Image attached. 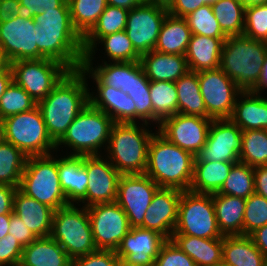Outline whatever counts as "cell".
Wrapping results in <instances>:
<instances>
[{"mask_svg": "<svg viewBox=\"0 0 267 266\" xmlns=\"http://www.w3.org/2000/svg\"><path fill=\"white\" fill-rule=\"evenodd\" d=\"M85 78L80 70L69 71L50 94L37 103L47 132L55 144L89 103L90 92Z\"/></svg>", "mask_w": 267, "mask_h": 266, "instance_id": "cell-1", "label": "cell"}, {"mask_svg": "<svg viewBox=\"0 0 267 266\" xmlns=\"http://www.w3.org/2000/svg\"><path fill=\"white\" fill-rule=\"evenodd\" d=\"M156 134L149 144L145 174L160 188L188 191L193 179L195 156L169 142L159 132Z\"/></svg>", "mask_w": 267, "mask_h": 266, "instance_id": "cell-2", "label": "cell"}, {"mask_svg": "<svg viewBox=\"0 0 267 266\" xmlns=\"http://www.w3.org/2000/svg\"><path fill=\"white\" fill-rule=\"evenodd\" d=\"M267 42L244 35L227 37L222 47L219 68L242 91H254L260 82Z\"/></svg>", "mask_w": 267, "mask_h": 266, "instance_id": "cell-3", "label": "cell"}, {"mask_svg": "<svg viewBox=\"0 0 267 266\" xmlns=\"http://www.w3.org/2000/svg\"><path fill=\"white\" fill-rule=\"evenodd\" d=\"M138 127L136 123H114L111 128L108 158L121 175L146 171L148 148L154 133Z\"/></svg>", "mask_w": 267, "mask_h": 266, "instance_id": "cell-4", "label": "cell"}, {"mask_svg": "<svg viewBox=\"0 0 267 266\" xmlns=\"http://www.w3.org/2000/svg\"><path fill=\"white\" fill-rule=\"evenodd\" d=\"M18 189L53 210L70 205L59 181L58 160L51 154L27 158Z\"/></svg>", "mask_w": 267, "mask_h": 266, "instance_id": "cell-5", "label": "cell"}, {"mask_svg": "<svg viewBox=\"0 0 267 266\" xmlns=\"http://www.w3.org/2000/svg\"><path fill=\"white\" fill-rule=\"evenodd\" d=\"M113 124L114 121L109 115L88 103L68 127L56 147L62 144L72 147L75 152L70 155H99L100 147L109 142Z\"/></svg>", "mask_w": 267, "mask_h": 266, "instance_id": "cell-6", "label": "cell"}, {"mask_svg": "<svg viewBox=\"0 0 267 266\" xmlns=\"http://www.w3.org/2000/svg\"><path fill=\"white\" fill-rule=\"evenodd\" d=\"M74 204L54 210L51 237L71 259L97 250L87 207L78 210Z\"/></svg>", "mask_w": 267, "mask_h": 266, "instance_id": "cell-7", "label": "cell"}, {"mask_svg": "<svg viewBox=\"0 0 267 266\" xmlns=\"http://www.w3.org/2000/svg\"><path fill=\"white\" fill-rule=\"evenodd\" d=\"M4 125L6 142L19 148L27 157L50 155L49 150L57 149L38 106L4 118Z\"/></svg>", "mask_w": 267, "mask_h": 266, "instance_id": "cell-8", "label": "cell"}, {"mask_svg": "<svg viewBox=\"0 0 267 266\" xmlns=\"http://www.w3.org/2000/svg\"><path fill=\"white\" fill-rule=\"evenodd\" d=\"M173 234L208 239L223 238L215 216L213 194L182 191Z\"/></svg>", "mask_w": 267, "mask_h": 266, "instance_id": "cell-9", "label": "cell"}, {"mask_svg": "<svg viewBox=\"0 0 267 266\" xmlns=\"http://www.w3.org/2000/svg\"><path fill=\"white\" fill-rule=\"evenodd\" d=\"M9 66L12 80L36 103L45 99L69 72L60 62L47 58L14 61Z\"/></svg>", "mask_w": 267, "mask_h": 266, "instance_id": "cell-10", "label": "cell"}, {"mask_svg": "<svg viewBox=\"0 0 267 266\" xmlns=\"http://www.w3.org/2000/svg\"><path fill=\"white\" fill-rule=\"evenodd\" d=\"M87 211L96 248L116 251L131 229L124 210L112 202L91 205Z\"/></svg>", "mask_w": 267, "mask_h": 266, "instance_id": "cell-11", "label": "cell"}, {"mask_svg": "<svg viewBox=\"0 0 267 266\" xmlns=\"http://www.w3.org/2000/svg\"><path fill=\"white\" fill-rule=\"evenodd\" d=\"M198 79L207 114L212 119H229L242 91L220 68L199 71Z\"/></svg>", "mask_w": 267, "mask_h": 266, "instance_id": "cell-12", "label": "cell"}, {"mask_svg": "<svg viewBox=\"0 0 267 266\" xmlns=\"http://www.w3.org/2000/svg\"><path fill=\"white\" fill-rule=\"evenodd\" d=\"M167 14L166 6L148 2L129 10L125 32L140 56L154 50Z\"/></svg>", "mask_w": 267, "mask_h": 266, "instance_id": "cell-13", "label": "cell"}, {"mask_svg": "<svg viewBox=\"0 0 267 266\" xmlns=\"http://www.w3.org/2000/svg\"><path fill=\"white\" fill-rule=\"evenodd\" d=\"M159 188L145 173L120 176L115 202L126 213L131 228L143 225L146 210Z\"/></svg>", "mask_w": 267, "mask_h": 266, "instance_id": "cell-14", "label": "cell"}, {"mask_svg": "<svg viewBox=\"0 0 267 266\" xmlns=\"http://www.w3.org/2000/svg\"><path fill=\"white\" fill-rule=\"evenodd\" d=\"M36 24L24 13L0 23V48L9 62L40 59L36 44Z\"/></svg>", "mask_w": 267, "mask_h": 266, "instance_id": "cell-15", "label": "cell"}, {"mask_svg": "<svg viewBox=\"0 0 267 266\" xmlns=\"http://www.w3.org/2000/svg\"><path fill=\"white\" fill-rule=\"evenodd\" d=\"M242 130L230 119H213L207 142L194 162H240Z\"/></svg>", "mask_w": 267, "mask_h": 266, "instance_id": "cell-16", "label": "cell"}, {"mask_svg": "<svg viewBox=\"0 0 267 266\" xmlns=\"http://www.w3.org/2000/svg\"><path fill=\"white\" fill-rule=\"evenodd\" d=\"M212 120V118L176 113L160 123L158 132L169 142L195 156L207 142Z\"/></svg>", "mask_w": 267, "mask_h": 266, "instance_id": "cell-17", "label": "cell"}, {"mask_svg": "<svg viewBox=\"0 0 267 266\" xmlns=\"http://www.w3.org/2000/svg\"><path fill=\"white\" fill-rule=\"evenodd\" d=\"M36 44L40 59H52L63 64L69 71H77L84 61L83 37L78 32L39 31L35 27Z\"/></svg>", "mask_w": 267, "mask_h": 266, "instance_id": "cell-18", "label": "cell"}, {"mask_svg": "<svg viewBox=\"0 0 267 266\" xmlns=\"http://www.w3.org/2000/svg\"><path fill=\"white\" fill-rule=\"evenodd\" d=\"M99 155L84 156L83 164L88 176L87 193L81 200L85 207L116 201L121 174L110 161Z\"/></svg>", "mask_w": 267, "mask_h": 266, "instance_id": "cell-19", "label": "cell"}, {"mask_svg": "<svg viewBox=\"0 0 267 266\" xmlns=\"http://www.w3.org/2000/svg\"><path fill=\"white\" fill-rule=\"evenodd\" d=\"M167 239L156 231L131 228L123 237L116 254L121 266H154L162 245Z\"/></svg>", "mask_w": 267, "mask_h": 266, "instance_id": "cell-20", "label": "cell"}, {"mask_svg": "<svg viewBox=\"0 0 267 266\" xmlns=\"http://www.w3.org/2000/svg\"><path fill=\"white\" fill-rule=\"evenodd\" d=\"M181 190L159 188L146 210L141 228L153 230L171 240L178 220Z\"/></svg>", "mask_w": 267, "mask_h": 266, "instance_id": "cell-21", "label": "cell"}, {"mask_svg": "<svg viewBox=\"0 0 267 266\" xmlns=\"http://www.w3.org/2000/svg\"><path fill=\"white\" fill-rule=\"evenodd\" d=\"M13 213L20 217L37 238L51 235L54 210L25 195L18 188L13 198Z\"/></svg>", "mask_w": 267, "mask_h": 266, "instance_id": "cell-22", "label": "cell"}, {"mask_svg": "<svg viewBox=\"0 0 267 266\" xmlns=\"http://www.w3.org/2000/svg\"><path fill=\"white\" fill-rule=\"evenodd\" d=\"M140 63L150 81H177L188 71L185 55L161 53L152 50L141 55Z\"/></svg>", "mask_w": 267, "mask_h": 266, "instance_id": "cell-23", "label": "cell"}, {"mask_svg": "<svg viewBox=\"0 0 267 266\" xmlns=\"http://www.w3.org/2000/svg\"><path fill=\"white\" fill-rule=\"evenodd\" d=\"M98 97L89 93V103L109 115L114 123H136L135 104L127 93L111 86H97Z\"/></svg>", "mask_w": 267, "mask_h": 266, "instance_id": "cell-24", "label": "cell"}, {"mask_svg": "<svg viewBox=\"0 0 267 266\" xmlns=\"http://www.w3.org/2000/svg\"><path fill=\"white\" fill-rule=\"evenodd\" d=\"M225 40L226 38L192 34L185 54L189 71L199 72L219 68Z\"/></svg>", "mask_w": 267, "mask_h": 266, "instance_id": "cell-25", "label": "cell"}, {"mask_svg": "<svg viewBox=\"0 0 267 266\" xmlns=\"http://www.w3.org/2000/svg\"><path fill=\"white\" fill-rule=\"evenodd\" d=\"M239 95L244 99L240 102L236 98L233 113L229 119L242 131L267 130V98L253 91L241 92Z\"/></svg>", "mask_w": 267, "mask_h": 266, "instance_id": "cell-26", "label": "cell"}, {"mask_svg": "<svg viewBox=\"0 0 267 266\" xmlns=\"http://www.w3.org/2000/svg\"><path fill=\"white\" fill-rule=\"evenodd\" d=\"M93 59H84L81 68L83 74L90 73L97 83V86H111L120 89L124 93L129 92L135 78V61L131 62H114L113 64L91 67Z\"/></svg>", "mask_w": 267, "mask_h": 266, "instance_id": "cell-27", "label": "cell"}, {"mask_svg": "<svg viewBox=\"0 0 267 266\" xmlns=\"http://www.w3.org/2000/svg\"><path fill=\"white\" fill-rule=\"evenodd\" d=\"M171 240L197 266H218L222 264L223 238H199L183 234H173Z\"/></svg>", "mask_w": 267, "mask_h": 266, "instance_id": "cell-28", "label": "cell"}, {"mask_svg": "<svg viewBox=\"0 0 267 266\" xmlns=\"http://www.w3.org/2000/svg\"><path fill=\"white\" fill-rule=\"evenodd\" d=\"M84 156L69 155L58 159L59 181L69 204L86 196L88 176Z\"/></svg>", "mask_w": 267, "mask_h": 266, "instance_id": "cell-29", "label": "cell"}, {"mask_svg": "<svg viewBox=\"0 0 267 266\" xmlns=\"http://www.w3.org/2000/svg\"><path fill=\"white\" fill-rule=\"evenodd\" d=\"M71 258L51 236L37 238L24 247L20 263L24 266H71Z\"/></svg>", "mask_w": 267, "mask_h": 266, "instance_id": "cell-30", "label": "cell"}, {"mask_svg": "<svg viewBox=\"0 0 267 266\" xmlns=\"http://www.w3.org/2000/svg\"><path fill=\"white\" fill-rule=\"evenodd\" d=\"M218 227L224 236H243V216L246 199L230 195L213 194Z\"/></svg>", "mask_w": 267, "mask_h": 266, "instance_id": "cell-31", "label": "cell"}, {"mask_svg": "<svg viewBox=\"0 0 267 266\" xmlns=\"http://www.w3.org/2000/svg\"><path fill=\"white\" fill-rule=\"evenodd\" d=\"M192 32L183 17L167 14L154 50L161 53L185 55Z\"/></svg>", "mask_w": 267, "mask_h": 266, "instance_id": "cell-32", "label": "cell"}, {"mask_svg": "<svg viewBox=\"0 0 267 266\" xmlns=\"http://www.w3.org/2000/svg\"><path fill=\"white\" fill-rule=\"evenodd\" d=\"M129 10L107 5L97 23L83 37L84 59H91L96 41L102 37L125 30ZM96 43V44H95Z\"/></svg>", "mask_w": 267, "mask_h": 266, "instance_id": "cell-33", "label": "cell"}, {"mask_svg": "<svg viewBox=\"0 0 267 266\" xmlns=\"http://www.w3.org/2000/svg\"><path fill=\"white\" fill-rule=\"evenodd\" d=\"M264 258L249 236L223 237L222 264L224 266H263Z\"/></svg>", "mask_w": 267, "mask_h": 266, "instance_id": "cell-34", "label": "cell"}, {"mask_svg": "<svg viewBox=\"0 0 267 266\" xmlns=\"http://www.w3.org/2000/svg\"><path fill=\"white\" fill-rule=\"evenodd\" d=\"M235 163L238 162H194L189 191L199 194L218 193Z\"/></svg>", "mask_w": 267, "mask_h": 266, "instance_id": "cell-35", "label": "cell"}, {"mask_svg": "<svg viewBox=\"0 0 267 266\" xmlns=\"http://www.w3.org/2000/svg\"><path fill=\"white\" fill-rule=\"evenodd\" d=\"M178 95V113L211 118L200 93L198 72L188 71L175 81Z\"/></svg>", "mask_w": 267, "mask_h": 266, "instance_id": "cell-36", "label": "cell"}, {"mask_svg": "<svg viewBox=\"0 0 267 266\" xmlns=\"http://www.w3.org/2000/svg\"><path fill=\"white\" fill-rule=\"evenodd\" d=\"M153 121L160 123L178 113V95L175 82L150 81Z\"/></svg>", "mask_w": 267, "mask_h": 266, "instance_id": "cell-37", "label": "cell"}, {"mask_svg": "<svg viewBox=\"0 0 267 266\" xmlns=\"http://www.w3.org/2000/svg\"><path fill=\"white\" fill-rule=\"evenodd\" d=\"M211 7L227 37L244 34L245 6L241 0H218Z\"/></svg>", "mask_w": 267, "mask_h": 266, "instance_id": "cell-38", "label": "cell"}, {"mask_svg": "<svg viewBox=\"0 0 267 266\" xmlns=\"http://www.w3.org/2000/svg\"><path fill=\"white\" fill-rule=\"evenodd\" d=\"M76 31L84 37L107 7V0H67Z\"/></svg>", "mask_w": 267, "mask_h": 266, "instance_id": "cell-39", "label": "cell"}, {"mask_svg": "<svg viewBox=\"0 0 267 266\" xmlns=\"http://www.w3.org/2000/svg\"><path fill=\"white\" fill-rule=\"evenodd\" d=\"M27 156L9 142L0 144V184L19 187Z\"/></svg>", "mask_w": 267, "mask_h": 266, "instance_id": "cell-40", "label": "cell"}, {"mask_svg": "<svg viewBox=\"0 0 267 266\" xmlns=\"http://www.w3.org/2000/svg\"><path fill=\"white\" fill-rule=\"evenodd\" d=\"M127 95L132 98L135 104L136 117L142 120L145 126L148 121H153V107L150 95V80L145 76L140 61H135V78L133 85Z\"/></svg>", "mask_w": 267, "mask_h": 266, "instance_id": "cell-41", "label": "cell"}, {"mask_svg": "<svg viewBox=\"0 0 267 266\" xmlns=\"http://www.w3.org/2000/svg\"><path fill=\"white\" fill-rule=\"evenodd\" d=\"M239 160L253 168L267 165V130L242 131Z\"/></svg>", "mask_w": 267, "mask_h": 266, "instance_id": "cell-42", "label": "cell"}, {"mask_svg": "<svg viewBox=\"0 0 267 266\" xmlns=\"http://www.w3.org/2000/svg\"><path fill=\"white\" fill-rule=\"evenodd\" d=\"M254 192V168L238 162L233 165L218 194L247 199Z\"/></svg>", "mask_w": 267, "mask_h": 266, "instance_id": "cell-43", "label": "cell"}, {"mask_svg": "<svg viewBox=\"0 0 267 266\" xmlns=\"http://www.w3.org/2000/svg\"><path fill=\"white\" fill-rule=\"evenodd\" d=\"M37 106L35 100L13 80L0 98V117L30 111Z\"/></svg>", "mask_w": 267, "mask_h": 266, "instance_id": "cell-44", "label": "cell"}, {"mask_svg": "<svg viewBox=\"0 0 267 266\" xmlns=\"http://www.w3.org/2000/svg\"><path fill=\"white\" fill-rule=\"evenodd\" d=\"M192 34L214 38H227L213 14L210 5H204L184 17Z\"/></svg>", "mask_w": 267, "mask_h": 266, "instance_id": "cell-45", "label": "cell"}, {"mask_svg": "<svg viewBox=\"0 0 267 266\" xmlns=\"http://www.w3.org/2000/svg\"><path fill=\"white\" fill-rule=\"evenodd\" d=\"M107 55L114 62L140 61V55L135 51L125 30L102 37Z\"/></svg>", "mask_w": 267, "mask_h": 266, "instance_id": "cell-46", "label": "cell"}, {"mask_svg": "<svg viewBox=\"0 0 267 266\" xmlns=\"http://www.w3.org/2000/svg\"><path fill=\"white\" fill-rule=\"evenodd\" d=\"M267 224V198L253 193L246 199L243 216V236Z\"/></svg>", "mask_w": 267, "mask_h": 266, "instance_id": "cell-47", "label": "cell"}, {"mask_svg": "<svg viewBox=\"0 0 267 266\" xmlns=\"http://www.w3.org/2000/svg\"><path fill=\"white\" fill-rule=\"evenodd\" d=\"M39 31L77 32L73 26L70 8H55L43 11L33 17Z\"/></svg>", "mask_w": 267, "mask_h": 266, "instance_id": "cell-48", "label": "cell"}, {"mask_svg": "<svg viewBox=\"0 0 267 266\" xmlns=\"http://www.w3.org/2000/svg\"><path fill=\"white\" fill-rule=\"evenodd\" d=\"M244 36L267 42V4L245 8Z\"/></svg>", "mask_w": 267, "mask_h": 266, "instance_id": "cell-49", "label": "cell"}, {"mask_svg": "<svg viewBox=\"0 0 267 266\" xmlns=\"http://www.w3.org/2000/svg\"><path fill=\"white\" fill-rule=\"evenodd\" d=\"M154 266H197L194 260L178 248L172 240H167L155 259Z\"/></svg>", "mask_w": 267, "mask_h": 266, "instance_id": "cell-50", "label": "cell"}, {"mask_svg": "<svg viewBox=\"0 0 267 266\" xmlns=\"http://www.w3.org/2000/svg\"><path fill=\"white\" fill-rule=\"evenodd\" d=\"M71 266H121L115 250L97 249L71 260Z\"/></svg>", "mask_w": 267, "mask_h": 266, "instance_id": "cell-51", "label": "cell"}, {"mask_svg": "<svg viewBox=\"0 0 267 266\" xmlns=\"http://www.w3.org/2000/svg\"><path fill=\"white\" fill-rule=\"evenodd\" d=\"M23 247L12 234L0 239V266H16L20 263Z\"/></svg>", "mask_w": 267, "mask_h": 266, "instance_id": "cell-52", "label": "cell"}, {"mask_svg": "<svg viewBox=\"0 0 267 266\" xmlns=\"http://www.w3.org/2000/svg\"><path fill=\"white\" fill-rule=\"evenodd\" d=\"M23 13L34 17L43 11L55 8H69L67 0H19Z\"/></svg>", "mask_w": 267, "mask_h": 266, "instance_id": "cell-53", "label": "cell"}, {"mask_svg": "<svg viewBox=\"0 0 267 266\" xmlns=\"http://www.w3.org/2000/svg\"><path fill=\"white\" fill-rule=\"evenodd\" d=\"M8 233L14 235V237L18 240L23 248L37 239V237L32 233L30 229H28V227L24 224L20 217L15 215L14 213L10 214Z\"/></svg>", "mask_w": 267, "mask_h": 266, "instance_id": "cell-54", "label": "cell"}, {"mask_svg": "<svg viewBox=\"0 0 267 266\" xmlns=\"http://www.w3.org/2000/svg\"><path fill=\"white\" fill-rule=\"evenodd\" d=\"M204 5L203 0H172L167 6V11L173 16L184 18Z\"/></svg>", "mask_w": 267, "mask_h": 266, "instance_id": "cell-55", "label": "cell"}, {"mask_svg": "<svg viewBox=\"0 0 267 266\" xmlns=\"http://www.w3.org/2000/svg\"><path fill=\"white\" fill-rule=\"evenodd\" d=\"M17 188L0 184V215L13 213V198Z\"/></svg>", "mask_w": 267, "mask_h": 266, "instance_id": "cell-56", "label": "cell"}, {"mask_svg": "<svg viewBox=\"0 0 267 266\" xmlns=\"http://www.w3.org/2000/svg\"><path fill=\"white\" fill-rule=\"evenodd\" d=\"M22 14L23 10L19 0H0V23Z\"/></svg>", "mask_w": 267, "mask_h": 266, "instance_id": "cell-57", "label": "cell"}, {"mask_svg": "<svg viewBox=\"0 0 267 266\" xmlns=\"http://www.w3.org/2000/svg\"><path fill=\"white\" fill-rule=\"evenodd\" d=\"M254 190L267 198V165L254 167Z\"/></svg>", "mask_w": 267, "mask_h": 266, "instance_id": "cell-58", "label": "cell"}, {"mask_svg": "<svg viewBox=\"0 0 267 266\" xmlns=\"http://www.w3.org/2000/svg\"><path fill=\"white\" fill-rule=\"evenodd\" d=\"M249 237L264 257L267 258V224L256 229Z\"/></svg>", "mask_w": 267, "mask_h": 266, "instance_id": "cell-59", "label": "cell"}, {"mask_svg": "<svg viewBox=\"0 0 267 266\" xmlns=\"http://www.w3.org/2000/svg\"><path fill=\"white\" fill-rule=\"evenodd\" d=\"M144 2V0H107L108 5L125 8L127 10H131L132 8L143 4Z\"/></svg>", "mask_w": 267, "mask_h": 266, "instance_id": "cell-60", "label": "cell"}, {"mask_svg": "<svg viewBox=\"0 0 267 266\" xmlns=\"http://www.w3.org/2000/svg\"><path fill=\"white\" fill-rule=\"evenodd\" d=\"M12 81V71L10 66H8L5 70L0 71V98L5 92L7 86Z\"/></svg>", "mask_w": 267, "mask_h": 266, "instance_id": "cell-61", "label": "cell"}, {"mask_svg": "<svg viewBox=\"0 0 267 266\" xmlns=\"http://www.w3.org/2000/svg\"><path fill=\"white\" fill-rule=\"evenodd\" d=\"M266 87H267V54L265 57V61L262 64V73L260 82L258 83L256 89L253 92L260 94L259 91H262V89Z\"/></svg>", "mask_w": 267, "mask_h": 266, "instance_id": "cell-62", "label": "cell"}, {"mask_svg": "<svg viewBox=\"0 0 267 266\" xmlns=\"http://www.w3.org/2000/svg\"><path fill=\"white\" fill-rule=\"evenodd\" d=\"M9 222H10V214L0 215V239H2L8 234Z\"/></svg>", "mask_w": 267, "mask_h": 266, "instance_id": "cell-63", "label": "cell"}, {"mask_svg": "<svg viewBox=\"0 0 267 266\" xmlns=\"http://www.w3.org/2000/svg\"><path fill=\"white\" fill-rule=\"evenodd\" d=\"M245 8L255 5H265L267 0H241Z\"/></svg>", "mask_w": 267, "mask_h": 266, "instance_id": "cell-64", "label": "cell"}, {"mask_svg": "<svg viewBox=\"0 0 267 266\" xmlns=\"http://www.w3.org/2000/svg\"><path fill=\"white\" fill-rule=\"evenodd\" d=\"M9 66V62L4 56L3 50L0 48V71L5 70Z\"/></svg>", "mask_w": 267, "mask_h": 266, "instance_id": "cell-65", "label": "cell"}, {"mask_svg": "<svg viewBox=\"0 0 267 266\" xmlns=\"http://www.w3.org/2000/svg\"><path fill=\"white\" fill-rule=\"evenodd\" d=\"M5 125L4 119L0 117V144L5 142Z\"/></svg>", "mask_w": 267, "mask_h": 266, "instance_id": "cell-66", "label": "cell"}, {"mask_svg": "<svg viewBox=\"0 0 267 266\" xmlns=\"http://www.w3.org/2000/svg\"><path fill=\"white\" fill-rule=\"evenodd\" d=\"M144 1L148 3L160 4L166 7L172 2V0H144Z\"/></svg>", "mask_w": 267, "mask_h": 266, "instance_id": "cell-67", "label": "cell"}, {"mask_svg": "<svg viewBox=\"0 0 267 266\" xmlns=\"http://www.w3.org/2000/svg\"><path fill=\"white\" fill-rule=\"evenodd\" d=\"M218 0H203L205 5H210L212 6L213 4H215Z\"/></svg>", "mask_w": 267, "mask_h": 266, "instance_id": "cell-68", "label": "cell"}, {"mask_svg": "<svg viewBox=\"0 0 267 266\" xmlns=\"http://www.w3.org/2000/svg\"><path fill=\"white\" fill-rule=\"evenodd\" d=\"M263 266H267V258H264Z\"/></svg>", "mask_w": 267, "mask_h": 266, "instance_id": "cell-69", "label": "cell"}]
</instances>
